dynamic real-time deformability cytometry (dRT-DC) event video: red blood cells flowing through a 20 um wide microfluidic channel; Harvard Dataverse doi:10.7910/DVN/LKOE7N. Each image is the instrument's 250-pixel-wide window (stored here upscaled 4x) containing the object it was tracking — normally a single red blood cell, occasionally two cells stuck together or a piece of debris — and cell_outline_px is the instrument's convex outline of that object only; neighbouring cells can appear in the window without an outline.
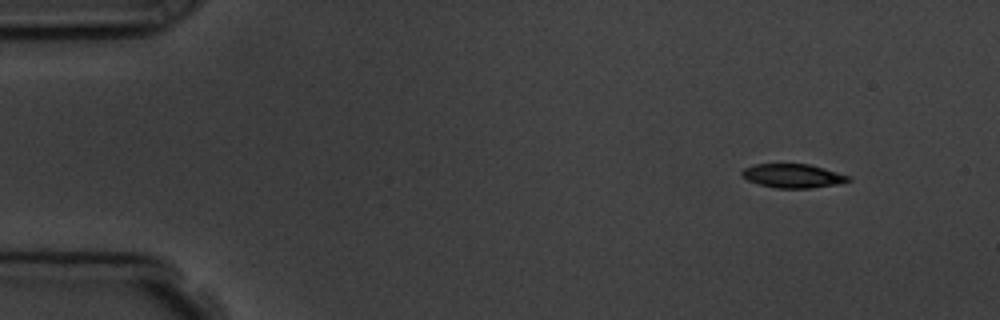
{"species": "common noctule bat (a hibernating species)", "species_latin": "Nyctalus noctula", "temperature_condition": "room temperature", "stored_images_in_passage": 4, "camera_frame_rate_fps": 3000, "um_per_image_px": 0.085, "animal": {"sex": "male", "body_mass_g": 19.5, "forearm_length_mm": 54.6}, "frame": {"image": 1, "passage_image": 1, "time_ms": 0.0, "image_size_px": [1000, 320], "cell_outline_px": [[852, 180], [836, 184], [812, 188], [776, 188], [760, 184], [748, 180], [740, 176], [740, 172], [744, 168], [752, 164], [808, 164], [824, 168], [852, 176]], "centroid_in_image_um": [67.39, 14.94], "position_along_channel_um": 17.6, "area_um2": 14.91}}
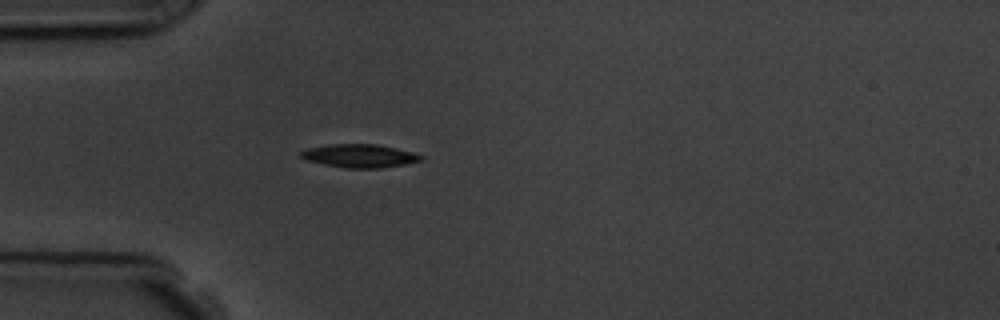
{"frame": {"image": 2, "passage_image": 4, "time_ms": 3.333, "image_size_px": [1000, 320], "cell_outline_px": [[424, 160], [404, 164], [380, 168], [344, 168], [324, 164], [308, 160], [300, 156], [296, 152], [308, 148], [328, 144], [376, 144], [396, 148], [412, 152], [424, 156]], "centroid_in_image_um": [30.55, 13.24], "position_along_channel_um": 54.5, "area_um2": 16.36}}